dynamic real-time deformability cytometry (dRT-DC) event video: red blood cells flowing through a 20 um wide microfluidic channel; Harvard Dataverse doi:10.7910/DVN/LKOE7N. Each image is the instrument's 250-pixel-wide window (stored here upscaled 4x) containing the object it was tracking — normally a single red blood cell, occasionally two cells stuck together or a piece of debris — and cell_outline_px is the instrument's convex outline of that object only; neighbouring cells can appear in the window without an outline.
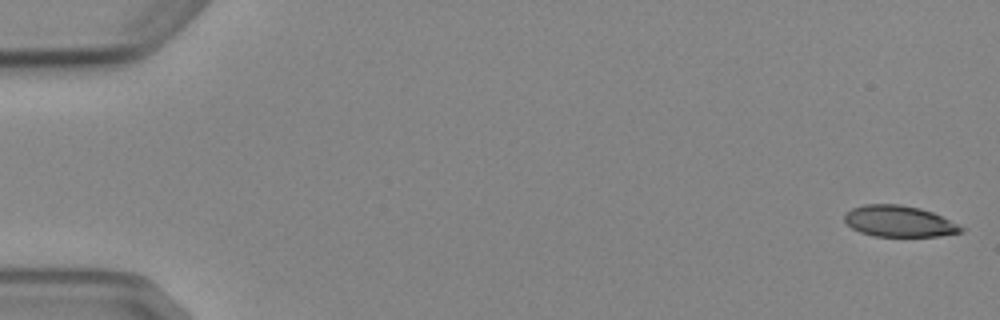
{"species": "Egyptian fruit bat (a non-hibernating species)", "species_latin": "Rousettus aegyptiacus", "temperature_condition": "cold", "stored_images_in_passage": 6, "camera_frame_rate_fps": 3000, "um_per_image_px": 0.085, "animal": {"sex": "female"}, "frame": {"image": 1, "passage_image": 1, "time_ms": 0.0, "image_size_px": [1000, 320], "cell_outline_px": [[968, 228], [964, 232], [940, 236], [872, 236], [860, 232], [852, 228], [844, 220], [844, 212], [852, 208], [864, 204], [900, 204], [920, 208], [932, 212]], "centroid_in_image_um": [76.45, 18.81], "position_along_channel_um": 8.6, "area_um2": 21.44}}
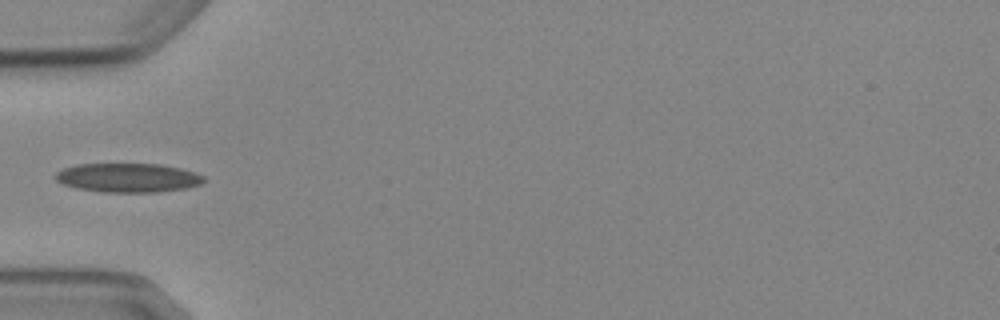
{"frame": {"image": 2, "passage_image": 5, "time_ms": 5.667, "image_size_px": [1000, 320], "cell_outline_px": [[204, 180], [200, 184], [184, 188], [156, 192], [104, 192], [76, 188], [64, 184], [56, 180], [56, 172], [64, 168], [76, 164], [160, 164], [180, 168], [204, 176]], "centroid_in_image_um": [10.85, 15.1], "position_along_channel_um": 74.1, "area_um2": 24.85}}
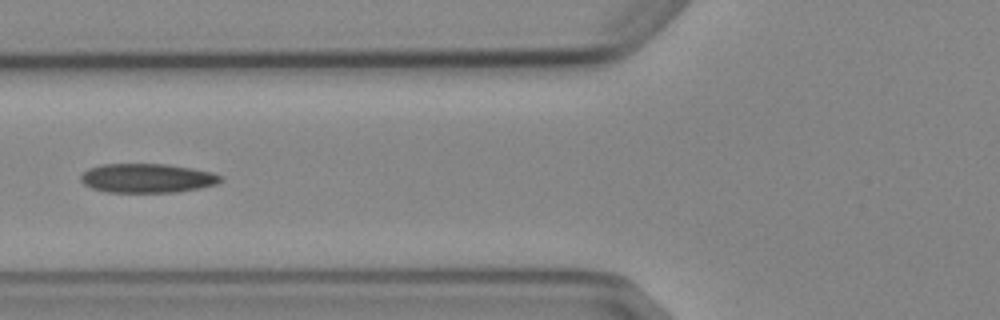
{"frame": {"image": 3, "passage_image": 6, "time_ms": 6.667, "image_size_px": [1000, 320], "cell_outline_px": [[224, 180], [216, 184], [200, 188], [176, 192], [108, 192], [92, 188], [84, 184], [80, 180], [80, 176], [88, 168], [100, 164], [164, 164], [192, 168], [212, 172], [220, 176]], "centroid_in_image_um": [12.5, 15.14], "position_along_channel_um": 113.3, "area_um2": 23.76}}